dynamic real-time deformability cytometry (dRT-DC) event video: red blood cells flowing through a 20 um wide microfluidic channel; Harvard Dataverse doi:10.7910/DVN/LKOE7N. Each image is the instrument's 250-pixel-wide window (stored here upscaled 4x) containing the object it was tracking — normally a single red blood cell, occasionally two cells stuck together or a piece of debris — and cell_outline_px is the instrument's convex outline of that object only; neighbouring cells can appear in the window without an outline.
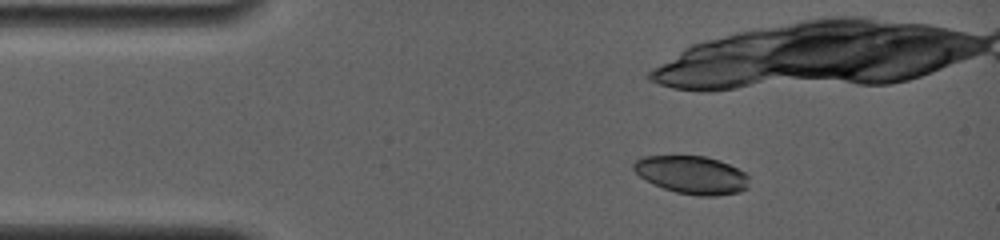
{"species": "common noctule bat (a hibernating species)", "species_latin": "Nyctalus noctula", "temperature_condition": "room temperature", "stored_images_in_passage": 6, "camera_frame_rate_fps": 4000, "um_per_image_px": 0.085, "animal": {"sex": "female", "body_mass_g": 19.0, "forearm_length_mm": 56.7}, "frame": {"image": 1, "passage_image": 1, "time_ms": 0.0, "image_size_px": [1000, 240], "cell_outline_px": [[748, 188], [740, 192], [716, 196], [700, 196], [676, 192], [652, 184], [640, 176], [632, 168], [632, 164], [640, 156], [704, 156], [720, 160], [744, 172], [748, 176]], "centroid_in_image_um": [58.8, 14.86], "position_along_channel_um": 26.2, "area_um2": 25.61}}